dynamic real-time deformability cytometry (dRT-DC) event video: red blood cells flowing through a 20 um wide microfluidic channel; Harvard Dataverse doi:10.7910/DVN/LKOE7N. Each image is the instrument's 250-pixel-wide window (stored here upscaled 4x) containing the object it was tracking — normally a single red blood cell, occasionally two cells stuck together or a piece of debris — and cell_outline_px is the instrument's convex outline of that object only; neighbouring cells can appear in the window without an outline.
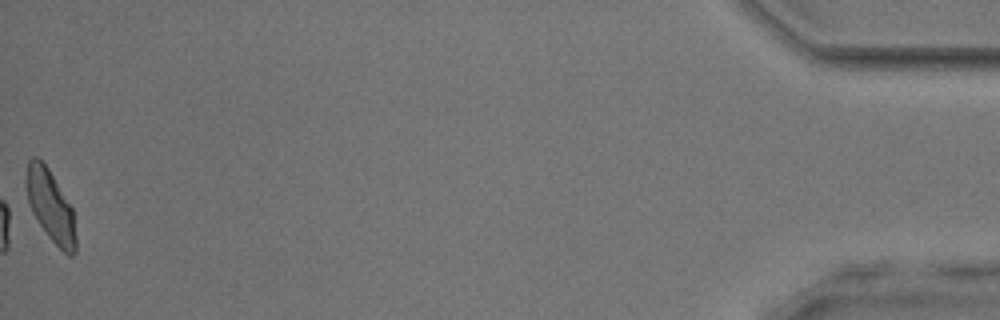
{"species": "common noctule bat (a hibernating species)", "species_latin": "Nyctalus noctula", "temperature_condition": "room temperature", "stored_images_in_passage": 36, "camera_frame_rate_fps": 3000, "um_per_image_px": 0.085, "animal": {"sex": "male", "body_mass_g": 17.9, "forearm_length_mm": 54.2}, "frame": {"image": 1, "passage_image": 36, "time_ms": 11.667, "image_size_px": [1000, 320], "cell_outline_px": [[76, 252], [72, 256], [68, 256], [48, 236], [32, 212], [28, 204], [24, 184], [24, 180], [28, 160], [32, 156], [36, 156], [48, 168], [72, 208], [76, 236]], "centroid_in_image_um": [4.26, 17.49], "position_along_channel_um": 430.9, "area_um2": 20.75}, "authors_computed_cell_mechanics": {"area_um2": 20.8947, "velocity_mm_per_s": 3.8874, "shape_relaxation_time_tau1_ms": 3.8766, "shape_relaxation_time_tau2_ms": 2.0278, "deformation_change_tau1": 0.1147, "deformation_change_tau2": 0.0842}}